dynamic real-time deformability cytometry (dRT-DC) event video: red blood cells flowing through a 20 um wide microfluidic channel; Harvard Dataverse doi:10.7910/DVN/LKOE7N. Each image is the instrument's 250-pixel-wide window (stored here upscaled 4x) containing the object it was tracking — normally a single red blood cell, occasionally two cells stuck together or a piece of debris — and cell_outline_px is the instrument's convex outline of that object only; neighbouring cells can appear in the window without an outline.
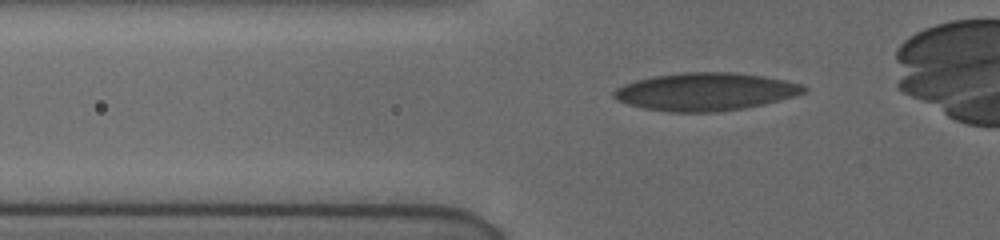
{"species": "human", "species_latin": "Homo sapiens", "temperature_condition": "cold", "stored_images_in_passage": 49, "camera_frame_rate_fps": 3000, "um_per_image_px": 0.085, "donor": {"sex": "female"}, "frame": {"image": 1, "passage_image": 8, "time_ms": 1.333, "image_size_px": [1000, 240], "cell_outline_px": [[808, 92], [796, 96], [764, 104], [744, 108], [716, 112], [668, 112], [644, 108], [628, 104], [616, 100], [612, 96], [612, 92], [616, 88], [624, 84], [636, 80], [652, 76], [680, 72], [732, 72], [764, 76], [784, 80], [800, 84], [808, 88]], "centroid_in_image_um": [59.96, 7.79], "position_along_channel_um": 65.8, "area_um2": 42.14}}
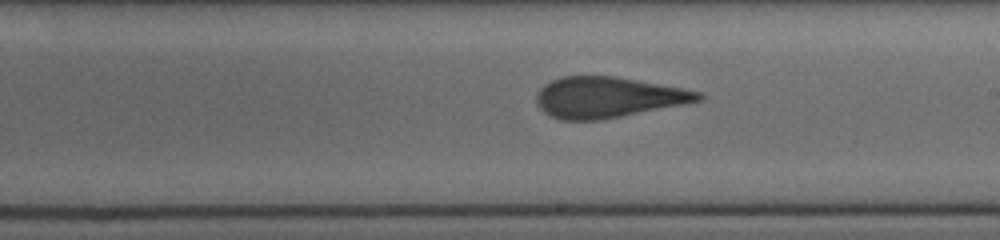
{"frame": {"image": 2, "passage_image": 31, "time_ms": 6.0, "image_size_px": [1000, 240], "cell_outline_px": [[704, 100], [600, 120], [560, 120], [544, 112], [536, 104], [536, 92], [544, 84], [560, 76], [616, 76], [680, 88], [700, 92], [704, 96]], "centroid_in_image_um": [51.62, 8.27], "position_along_channel_um": 237.4, "area_um2": 38.26}}
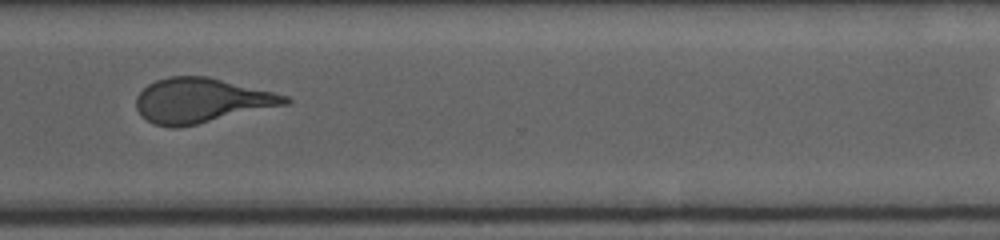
{"frame": {"image": 3, "passage_image": 48, "time_ms": 9.0, "image_size_px": [1000, 240], "cell_outline_px": [[292, 100], [288, 104], [196, 124], [176, 128], [172, 128], [152, 124], [136, 108], [136, 96], [148, 84], [156, 80], [168, 76], [208, 76], [288, 96]], "centroid_in_image_um": [17.09, 8.54], "position_along_channel_um": 353.5, "area_um2": 38.44}}